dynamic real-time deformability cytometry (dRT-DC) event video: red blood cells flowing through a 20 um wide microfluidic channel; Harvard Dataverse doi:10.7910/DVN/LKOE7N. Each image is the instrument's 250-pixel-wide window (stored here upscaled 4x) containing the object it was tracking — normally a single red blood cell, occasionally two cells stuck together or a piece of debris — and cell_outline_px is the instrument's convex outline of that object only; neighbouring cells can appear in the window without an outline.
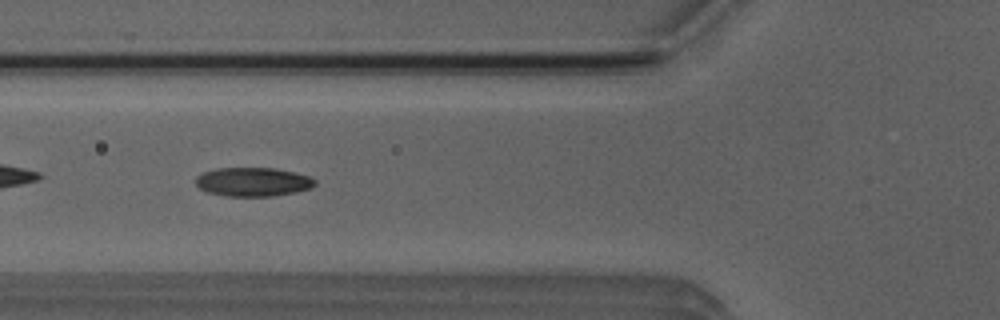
{"species": "Egyptian fruit bat (a non-hibernating species)", "species_latin": "Rousettus aegyptiacus", "temperature_condition": "room temperature", "stored_images_in_passage": 39, "camera_frame_rate_fps": 3000, "um_per_image_px": 0.085, "animal": {"sex": "male"}, "frame": {"image": 1, "passage_image": 5, "time_ms": 1.333, "image_size_px": [1000, 320], "cell_outline_px": [[316, 184], [312, 188], [296, 192], [272, 196], [228, 196], [204, 192], [196, 184], [196, 176], [204, 172], [216, 168], [276, 168], [308, 176], [316, 180]], "centroid_in_image_um": [21.49, 15.46], "position_along_channel_um": 104.3, "area_um2": 20.11}}
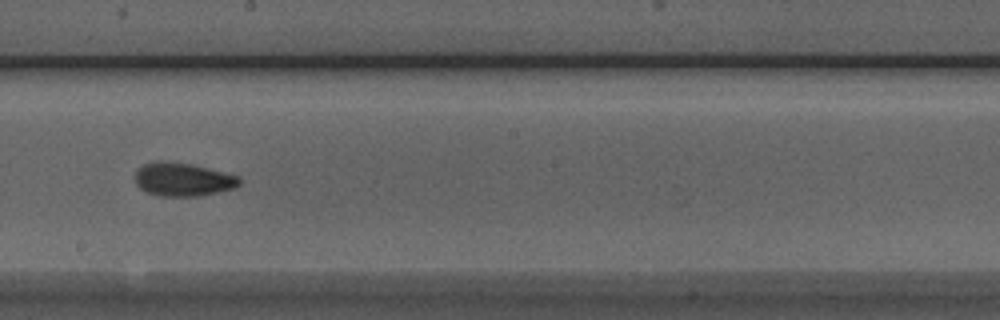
{"frame": {"image": 2, "passage_image": 15, "time_ms": 4.667, "image_size_px": [1000, 320], "cell_outline_px": [[240, 184], [236, 188], [200, 196], [160, 196], [148, 192], [140, 188], [136, 184], [136, 168], [152, 160], [168, 160], [192, 164], [240, 176]], "centroid_in_image_um": [15.54, 15.23], "position_along_channel_um": 232.7, "area_um2": 20.63}}
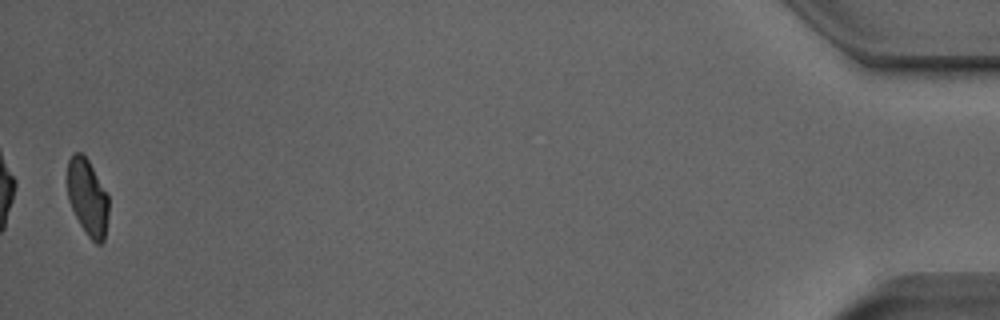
{"frame": {"image": 3, "passage_image": 38, "time_ms": 12.333, "image_size_px": [1000, 320], "cell_outline_px": [[108, 216], [104, 240], [100, 244], [96, 244], [88, 236], [80, 224], [68, 200], [68, 160], [72, 152], [80, 152], [88, 160], [108, 196]], "centroid_in_image_um": [7.44, 16.78], "position_along_channel_um": 427.8, "area_um2": 18.15}, "authors_computed_cell_mechanics": {"area_um2": 19.8832, "velocity_mm_per_s": 3.8449, "shape_relaxation_time_tau1_ms": 4.6797, "shape_relaxation_time_tau2_ms": 1.9174, "deformation_change_tau1": 0.1459, "deformation_change_tau2": 0.0729}}